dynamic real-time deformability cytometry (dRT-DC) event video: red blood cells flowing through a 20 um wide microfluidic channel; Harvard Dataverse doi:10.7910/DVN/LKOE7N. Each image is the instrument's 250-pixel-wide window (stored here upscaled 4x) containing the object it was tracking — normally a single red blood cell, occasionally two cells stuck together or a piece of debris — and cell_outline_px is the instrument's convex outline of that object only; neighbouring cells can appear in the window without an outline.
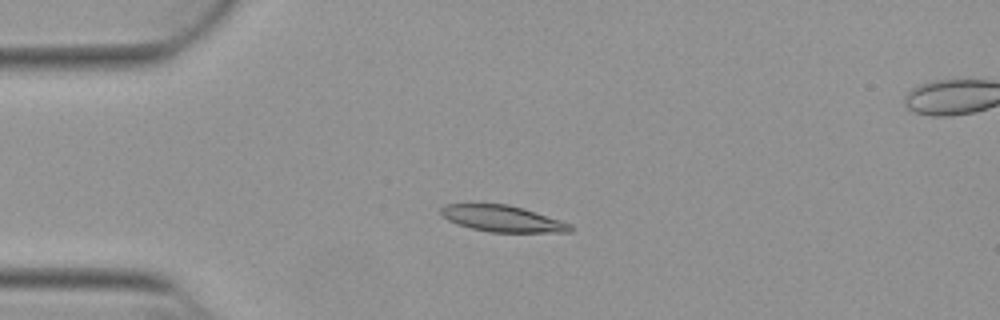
{"species": "Egyptian fruit bat (a non-hibernating species)", "species_latin": "Rousettus aegyptiacus", "temperature_condition": "warm", "stored_images_in_passage": 52, "camera_frame_rate_fps": 3000, "um_per_image_px": 0.085, "animal": {"sex": "female"}, "frame": {"image": 1, "passage_image": 12, "time_ms": 3.667, "image_size_px": [1000, 320], "cell_outline_px": [[572, 232], [492, 232], [472, 228], [456, 224], [448, 220], [440, 212], [440, 208], [444, 204], [508, 204], [524, 208], [572, 224]], "centroid_in_image_um": [42.71, 18.58], "position_along_channel_um": 42.3, "area_um2": 19.77}}
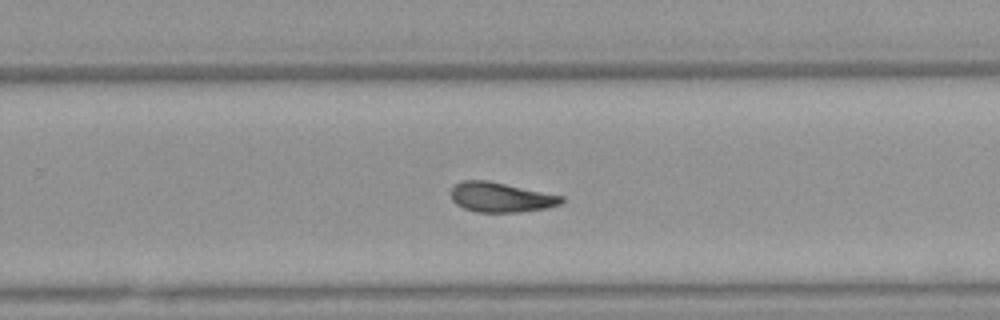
{"frame": {"image": 2, "passage_image": 33, "time_ms": 10.667, "image_size_px": [1000, 320], "cell_outline_px": [[564, 200], [560, 204], [548, 208], [520, 212], [476, 212], [464, 208], [456, 204], [452, 200], [452, 188], [456, 184], [464, 180], [484, 180], [564, 196]], "centroid_in_image_um": [42.58, 16.78], "position_along_channel_um": 287.2, "area_um2": 18.96}}
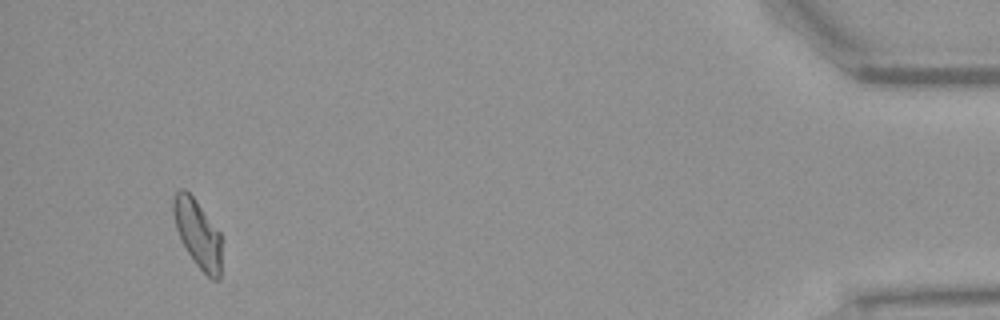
{"frame": {"image": 3, "passage_image": 49, "time_ms": 16.0, "image_size_px": [1000, 320], "cell_outline_px": [[220, 280], [212, 280], [196, 264], [188, 252], [176, 228], [172, 212], [172, 200], [176, 192], [180, 188], [184, 188], [192, 196], [220, 232]], "centroid_in_image_um": [16.79, 19.83], "position_along_channel_um": 418.4, "area_um2": 18.73}}